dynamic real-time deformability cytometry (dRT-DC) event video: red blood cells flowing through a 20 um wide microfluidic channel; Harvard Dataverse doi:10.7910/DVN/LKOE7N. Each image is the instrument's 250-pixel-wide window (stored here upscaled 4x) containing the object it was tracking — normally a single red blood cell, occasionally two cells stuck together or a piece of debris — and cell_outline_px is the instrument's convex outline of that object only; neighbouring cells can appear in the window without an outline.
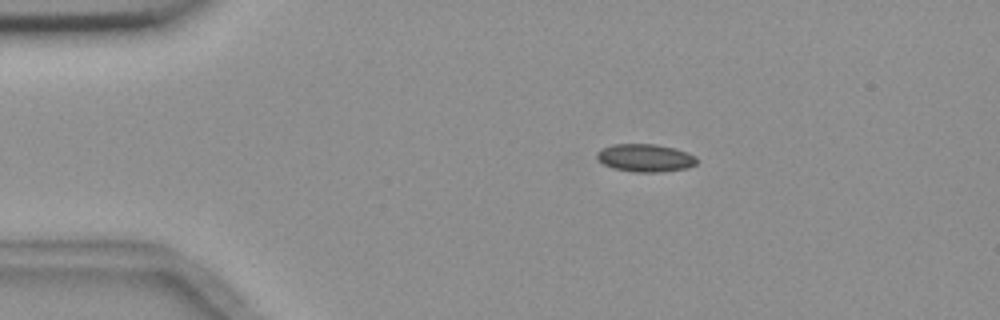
{"species": "common noctule bat (a hibernating species)", "species_latin": "Nyctalus noctula", "temperature_condition": "room temperature", "stored_images_in_passage": 6, "camera_frame_rate_fps": 3000, "um_per_image_px": 0.085, "animal": {"sex": "female", "body_mass_g": 18.4}, "frame": {"image": 1, "passage_image": 3, "time_ms": 2.333, "image_size_px": [1000, 320], "cell_outline_px": [[696, 164], [688, 168], [656, 172], [636, 172], [612, 168], [596, 160], [596, 152], [600, 148], [612, 144], [656, 144], [676, 148], [688, 152], [696, 156]], "centroid_in_image_um": [54.81, 13.41], "position_along_channel_um": 30.2, "area_um2": 16.42}}
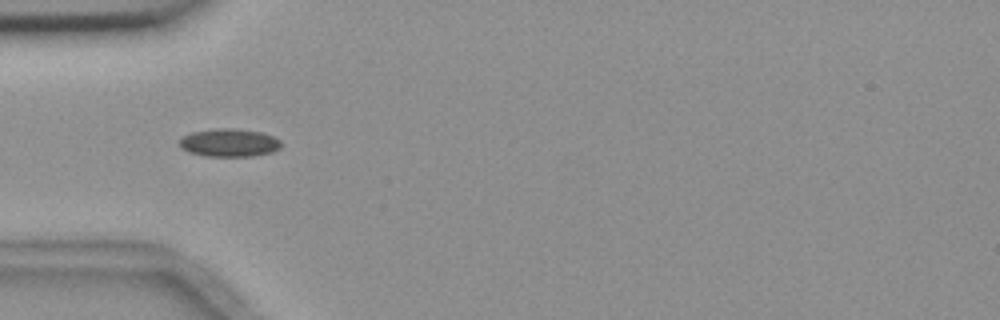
{"frame": {"image": 2, "passage_image": 5, "time_ms": 4.667, "image_size_px": [1000, 320], "cell_outline_px": [[280, 148], [272, 152], [252, 156], [204, 156], [188, 152], [180, 148], [180, 140], [184, 136], [192, 132], [216, 128], [232, 128], [264, 132], [280, 140]], "centroid_in_image_um": [19.48, 12.13], "position_along_channel_um": 65.5, "area_um2": 16.65}}